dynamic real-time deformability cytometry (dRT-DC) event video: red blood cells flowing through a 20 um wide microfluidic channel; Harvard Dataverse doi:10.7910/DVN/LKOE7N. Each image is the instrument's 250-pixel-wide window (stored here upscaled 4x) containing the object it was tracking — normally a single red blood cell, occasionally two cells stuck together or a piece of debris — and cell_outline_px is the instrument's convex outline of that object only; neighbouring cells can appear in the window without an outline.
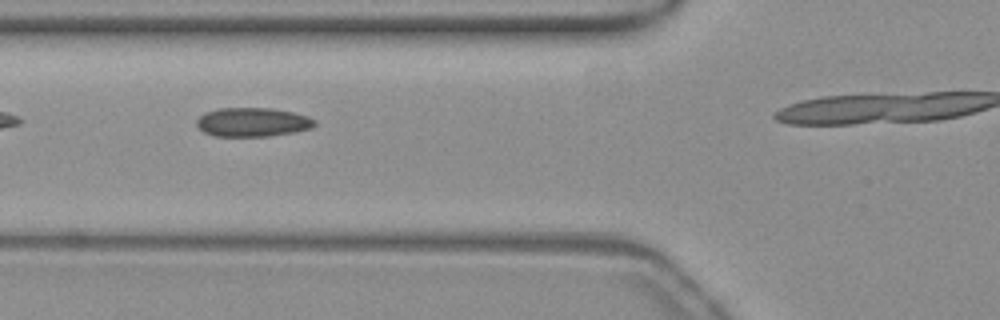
{"species": "common noctule bat (a hibernating species)", "species_latin": "Nyctalus noctula", "temperature_condition": "warm", "stored_images_in_passage": 13, "camera_frame_rate_fps": 3000, "um_per_image_px": 0.085, "animal": {"sex": "female", "body_mass_g": 19.3, "forearm_length_mm": 54.1}, "frame": {"image": 1, "passage_image": 3, "time_ms": 0.667, "image_size_px": [1000, 320], "cell_outline_px": [[316, 124], [312, 128], [292, 132], [268, 136], [216, 136], [204, 132], [196, 124], [196, 120], [204, 112], [220, 108], [272, 108], [292, 112], [308, 116], [316, 120]], "centroid_in_image_um": [21.47, 10.37], "position_along_channel_um": 104.3, "area_um2": 19.88}}
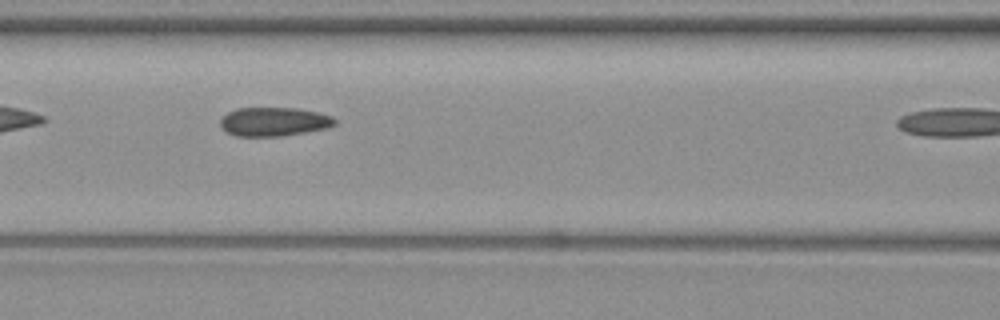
{"frame": {"image": 2, "passage_image": 6, "time_ms": 1.667, "image_size_px": [1000, 320], "cell_outline_px": [[336, 124], [328, 128], [280, 136], [236, 136], [228, 132], [220, 124], [220, 120], [228, 112], [236, 108], [296, 108], [316, 112], [332, 116], [336, 120]], "centroid_in_image_um": [23.3, 10.34], "position_along_channel_um": 143.3, "area_um2": 19.07}}